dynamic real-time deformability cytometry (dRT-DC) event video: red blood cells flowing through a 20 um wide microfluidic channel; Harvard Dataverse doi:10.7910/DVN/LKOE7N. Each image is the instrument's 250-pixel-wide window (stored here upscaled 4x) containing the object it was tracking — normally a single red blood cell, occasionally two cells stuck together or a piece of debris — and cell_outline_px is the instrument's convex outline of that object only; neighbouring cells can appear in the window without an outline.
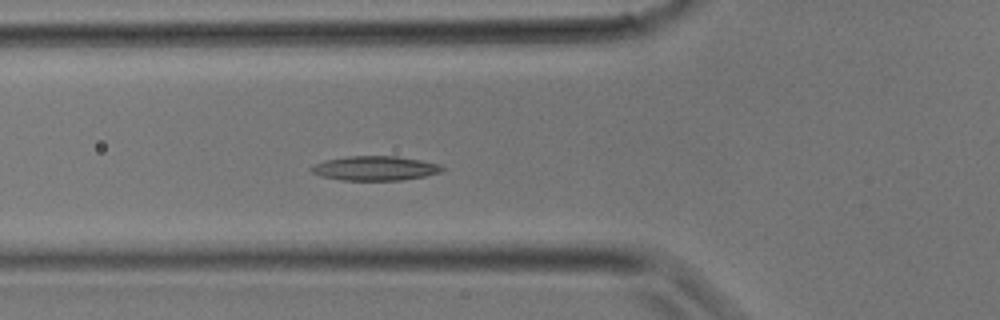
{"species": "common noctule bat (a hibernating species)", "species_latin": "Nyctalus noctula", "temperature_condition": "room temperature", "stored_images_in_passage": 16, "camera_frame_rate_fps": 3000, "um_per_image_px": 0.085, "animal": {"sex": "male", "body_mass_g": 17.9}, "frame": {"image": 1, "passage_image": 10, "time_ms": 3.0, "image_size_px": [1000, 320], "cell_outline_px": [[444, 168], [440, 172], [424, 176], [400, 180], [340, 180], [320, 176], [312, 172], [308, 168], [324, 160], [348, 156], [396, 156], [420, 160], [440, 164]], "centroid_in_image_um": [31.84, 14.3], "position_along_channel_um": 94.0, "area_um2": 18.55}}
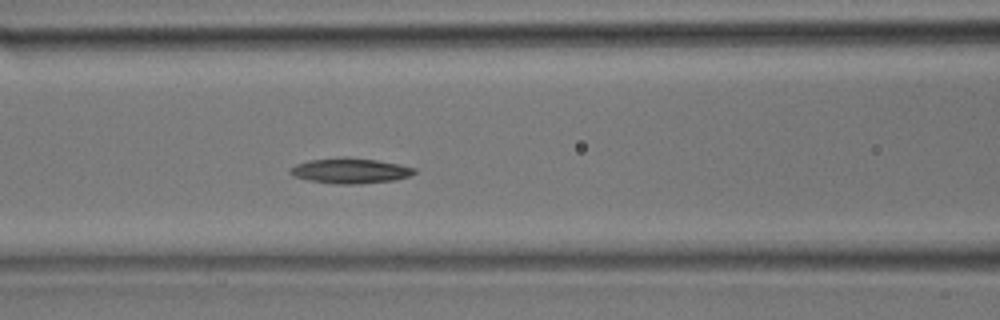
{"frame": {"image": 2, "passage_image": 12, "time_ms": 3.667, "image_size_px": [1000, 320], "cell_outline_px": [[416, 172], [408, 176], [396, 180], [360, 184], [336, 184], [308, 180], [292, 176], [288, 172], [296, 164], [308, 160], [376, 160], [416, 168]], "centroid_in_image_um": [29.77, 14.57], "position_along_channel_um": 136.8, "area_um2": 17.4}}
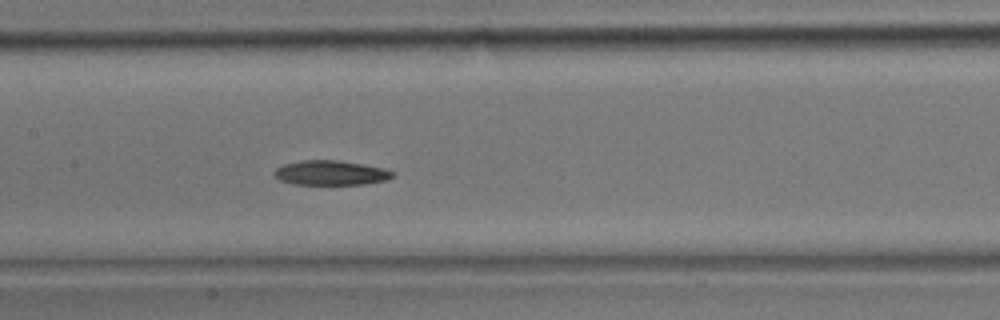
{"frame": {"image": 3, "passage_image": 14, "time_ms": 4.333, "image_size_px": [1000, 320], "cell_outline_px": [[396, 176], [388, 180], [364, 184], [292, 184], [280, 180], [272, 176], [272, 172], [276, 168], [284, 164], [304, 160], [336, 160], [360, 164], [380, 168], [396, 172]], "centroid_in_image_um": [28.09, 14.7], "position_along_channel_um": 179.3, "area_um2": 16.99}}